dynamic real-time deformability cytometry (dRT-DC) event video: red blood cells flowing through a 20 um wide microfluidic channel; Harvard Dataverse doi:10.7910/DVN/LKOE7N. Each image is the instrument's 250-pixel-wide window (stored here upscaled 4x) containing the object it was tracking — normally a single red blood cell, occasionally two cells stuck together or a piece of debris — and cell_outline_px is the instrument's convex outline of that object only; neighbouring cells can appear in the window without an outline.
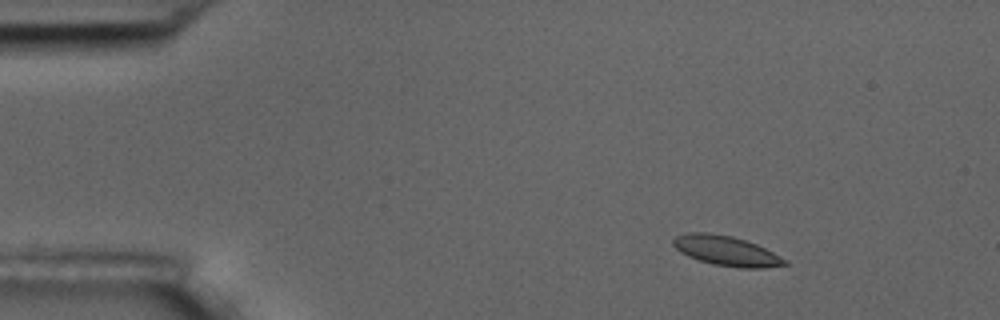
{"species": "common noctule bat (a hibernating species)", "species_latin": "Nyctalus noctula", "temperature_condition": "room temperature", "stored_images_in_passage": 7, "camera_frame_rate_fps": 3000, "um_per_image_px": 0.085, "animal": {"sex": "male", "body_mass_g": 17.5, "forearm_length_mm": 52.3}, "frame": {"image": 1, "passage_image": 1, "time_ms": 0.0, "image_size_px": [1000, 320], "cell_outline_px": [[788, 264], [764, 268], [736, 268], [712, 264], [688, 256], [680, 252], [672, 244], [672, 240], [676, 236], [688, 232], [708, 232], [732, 236], [756, 244], [788, 260]], "centroid_in_image_um": [61.72, 21.32], "position_along_channel_um": 23.3, "area_um2": 19.42}}
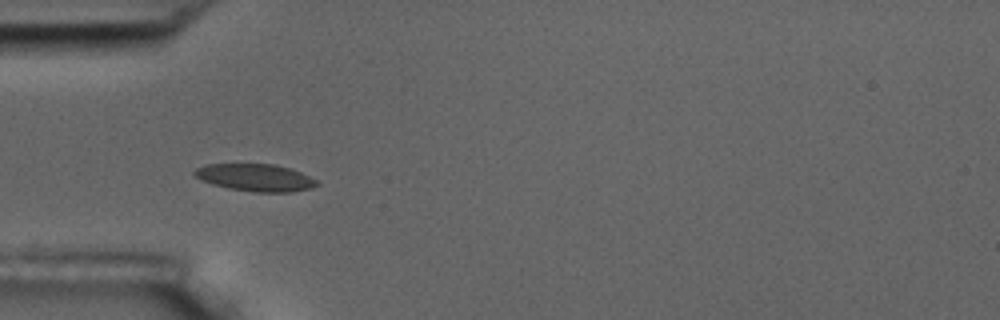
{"frame": {"image": 2, "passage_image": 4, "time_ms": 3.333, "image_size_px": [1000, 320], "cell_outline_px": [[320, 184], [312, 188], [292, 192], [252, 192], [228, 188], [212, 184], [200, 180], [192, 172], [196, 168], [204, 164], [272, 164], [288, 168], [300, 172], [316, 180]], "centroid_in_image_um": [21.68, 15.1], "position_along_channel_um": 63.3, "area_um2": 19.48}}
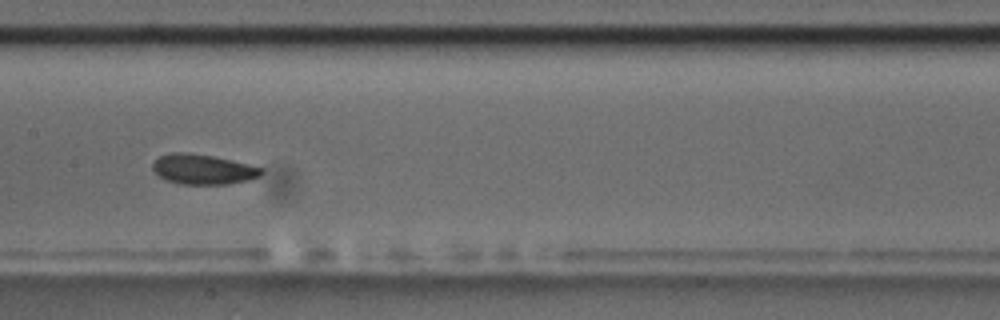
{"frame": {"image": 3, "passage_image": 7, "time_ms": 7.0, "image_size_px": [1000, 320], "cell_outline_px": [[264, 172], [260, 176], [252, 180], [228, 184], [180, 184], [164, 180], [152, 168], [152, 164], [160, 156], [172, 152], [188, 152], [212, 156], [232, 160], [264, 168]], "centroid_in_image_um": [17.29, 14.4], "position_along_channel_um": 190.1, "area_um2": 19.19}}